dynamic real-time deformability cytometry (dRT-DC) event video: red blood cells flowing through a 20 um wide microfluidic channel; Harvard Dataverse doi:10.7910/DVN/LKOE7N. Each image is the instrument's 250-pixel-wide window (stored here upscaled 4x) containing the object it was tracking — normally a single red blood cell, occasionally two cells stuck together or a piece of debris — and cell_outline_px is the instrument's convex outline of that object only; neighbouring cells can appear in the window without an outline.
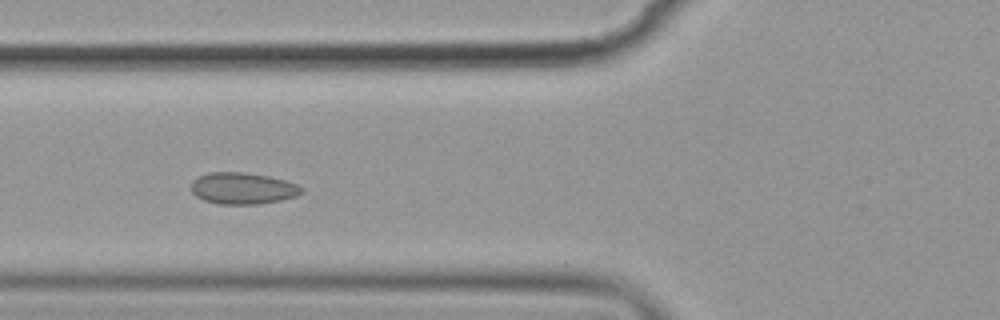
{"species": "common noctule bat (a hibernating species)", "species_latin": "Nyctalus noctula", "temperature_condition": "cold", "stored_images_in_passage": 10, "camera_frame_rate_fps": 3000, "um_per_image_px": 0.085, "animal": {"sex": "female", "body_mass_g": 19.9}, "frame": {"image": 1, "passage_image": 5, "time_ms": 4.667, "image_size_px": [1000, 320], "cell_outline_px": [[304, 188], [296, 196], [280, 200], [256, 204], [220, 204], [204, 200], [196, 196], [192, 192], [192, 180], [208, 172], [240, 172], [268, 176], [284, 180], [296, 184]], "centroid_in_image_um": [20.61, 16.01], "position_along_channel_um": 105.2, "area_um2": 20.06}}
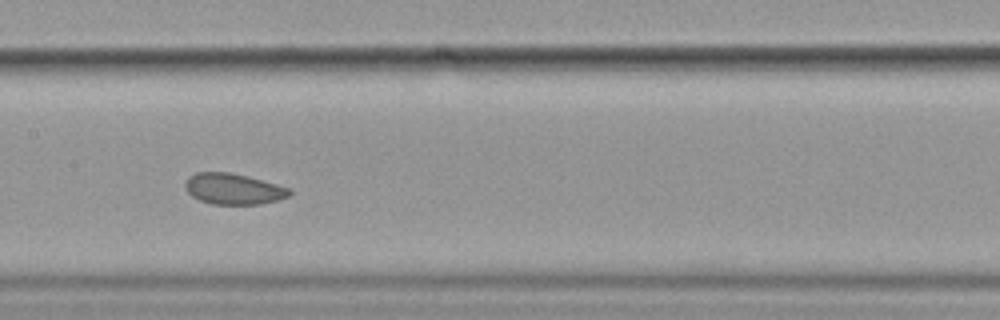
{"frame": {"image": 2, "passage_image": 7, "time_ms": 7.0, "image_size_px": [1000, 320], "cell_outline_px": [[292, 192], [288, 196], [276, 200], [260, 204], [212, 204], [200, 200], [192, 196], [184, 188], [184, 184], [188, 176], [196, 172], [228, 172], [276, 184], [288, 188]], "centroid_in_image_um": [19.78, 16.06], "position_along_channel_um": 187.6, "area_um2": 18.55}}
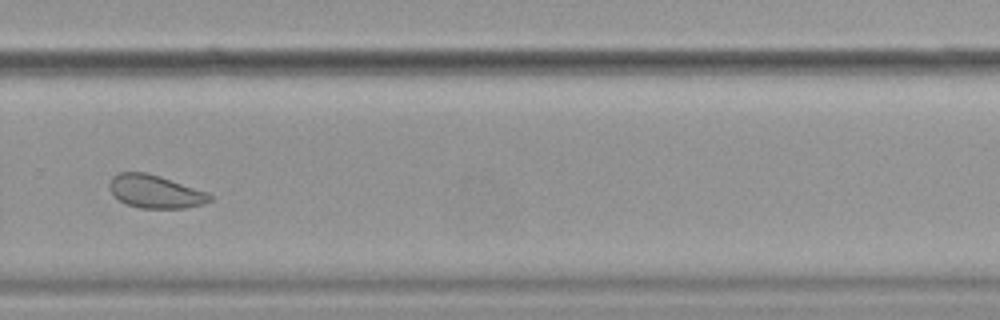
{"frame": {"image": 3, "passage_image": 10, "time_ms": 10.667, "image_size_px": [1000, 320], "cell_outline_px": [[212, 200], [204, 204], [184, 208], [140, 208], [128, 204], [120, 200], [108, 188], [108, 184], [112, 176], [120, 172], [144, 172], [160, 176], [208, 192], [212, 196]], "centroid_in_image_um": [13.21, 16.28], "position_along_channel_um": 316.6, "area_um2": 19.31}}